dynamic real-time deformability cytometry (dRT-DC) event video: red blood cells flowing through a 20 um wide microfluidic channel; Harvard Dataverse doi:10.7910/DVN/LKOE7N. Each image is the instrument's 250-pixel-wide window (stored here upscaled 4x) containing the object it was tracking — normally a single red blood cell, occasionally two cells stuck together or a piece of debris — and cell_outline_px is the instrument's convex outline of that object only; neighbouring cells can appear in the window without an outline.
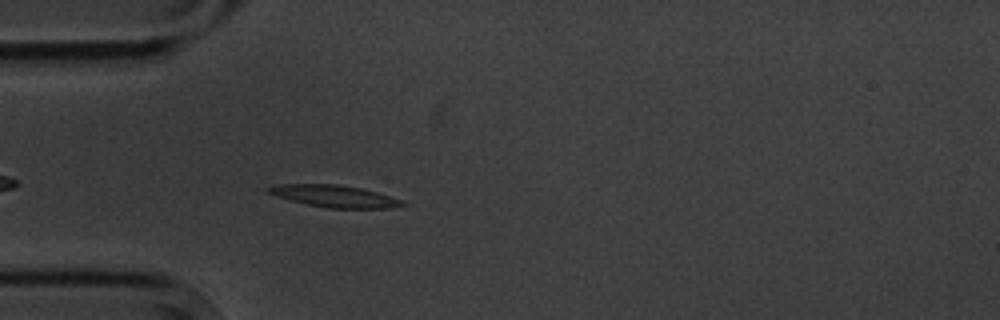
{"species": "common noctule bat (a hibernating species)", "species_latin": "Nyctalus noctula", "temperature_condition": "cold", "stored_images_in_passage": 5, "camera_frame_rate_fps": 3000, "um_per_image_px": 0.085, "animal": {"sex": "male", "body_mass_g": 20.1, "forearm_length_mm": 53.5}, "frame": {"image": 1, "passage_image": 5, "time_ms": 4.667, "image_size_px": [1000, 320], "cell_outline_px": [[408, 204], [392, 208], [328, 208], [308, 204], [276, 196], [268, 192], [264, 188], [280, 184], [340, 184], [360, 188], [376, 192], [400, 200]], "centroid_in_image_um": [28.42, 16.67], "position_along_channel_um": 56.6, "area_um2": 16.94}}